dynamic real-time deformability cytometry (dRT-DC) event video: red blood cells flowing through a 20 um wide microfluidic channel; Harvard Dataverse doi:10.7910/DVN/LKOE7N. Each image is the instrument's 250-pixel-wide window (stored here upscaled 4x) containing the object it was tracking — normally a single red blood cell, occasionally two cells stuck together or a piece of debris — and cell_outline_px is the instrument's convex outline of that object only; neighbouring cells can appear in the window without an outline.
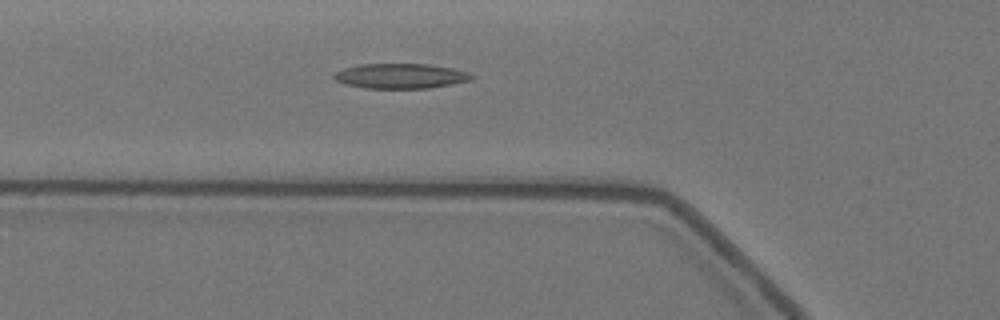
{"species": "Egyptian fruit bat (a non-hibernating species)", "species_latin": "Rousettus aegyptiacus", "temperature_condition": "warm", "stored_images_in_passage": 39, "camera_frame_rate_fps": 3000, "um_per_image_px": 0.085, "animal": {"sex": "female"}, "frame": {"image": 1, "passage_image": 3, "time_ms": 0.667, "image_size_px": [1000, 320], "cell_outline_px": [[476, 76], [472, 80], [452, 84], [428, 88], [364, 88], [348, 84], [336, 80], [332, 76], [336, 72], [344, 68], [360, 64], [428, 64], [452, 68], [468, 72]], "centroid_in_image_um": [34.09, 6.46], "position_along_channel_um": 91.7, "area_um2": 19.94}}
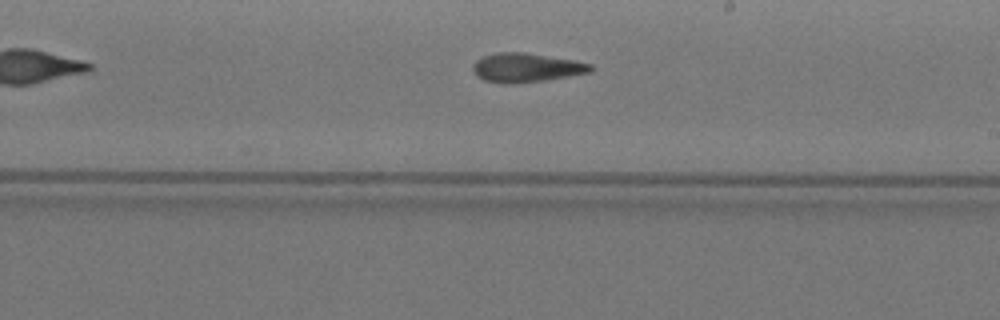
{"frame": {"image": 2, "passage_image": 16, "time_ms": 5.0, "image_size_px": [1000, 320], "cell_outline_px": [[592, 72], [544, 80], [508, 84], [504, 84], [484, 80], [476, 76], [472, 68], [472, 64], [476, 60], [484, 56], [496, 52], [524, 52], [576, 60], [592, 64]], "centroid_in_image_um": [44.71, 5.74], "position_along_channel_um": 244.3, "area_um2": 20.0}}
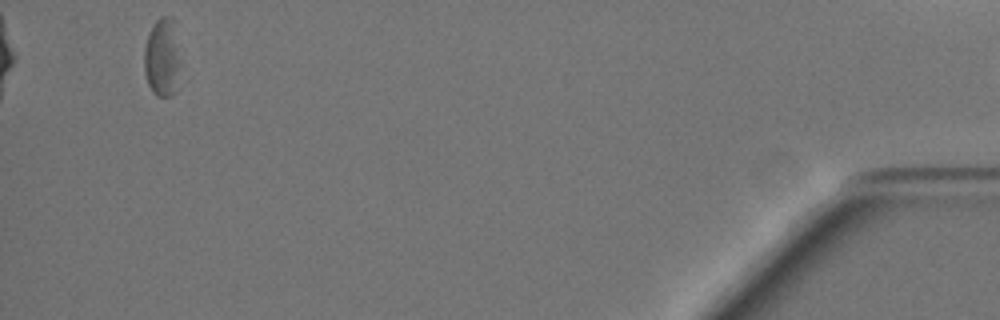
{"frame": {"image": 3, "passage_image": 38, "time_ms": 12.333, "image_size_px": [1000, 320], "cell_outline_px": [[180, 44], [172, 92], [168, 96], [156, 96], [152, 92], [148, 84], [144, 72], [144, 48], [148, 32], [156, 20], [160, 16], [172, 16]], "centroid_in_image_um": [13.73, 4.76], "position_along_channel_um": 421.5, "area_um2": 16.18}}